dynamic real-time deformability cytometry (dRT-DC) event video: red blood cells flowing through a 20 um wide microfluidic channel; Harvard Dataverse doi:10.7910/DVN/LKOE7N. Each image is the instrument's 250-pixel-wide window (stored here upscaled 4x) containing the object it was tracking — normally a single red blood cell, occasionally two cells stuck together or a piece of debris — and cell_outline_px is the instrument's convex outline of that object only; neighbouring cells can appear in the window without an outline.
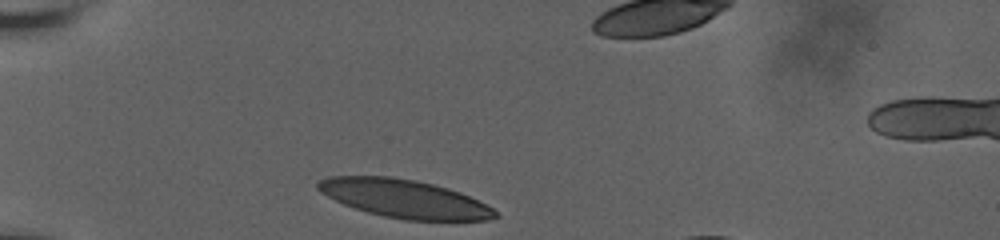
{"species": "human", "species_latin": "Homo sapiens", "temperature_condition": "room temperature", "stored_images_in_passage": 26, "camera_frame_rate_fps": 3000, "um_per_image_px": 0.085, "donor": {"sex": "male"}, "frame": {"image": 1, "passage_image": 1, "time_ms": 0.0, "image_size_px": [1000, 240], "cell_outline_px": [[500, 216], [488, 220], [404, 220], [384, 216], [368, 212], [344, 204], [320, 192], [316, 188], [316, 184], [320, 180], [328, 176], [392, 176], [416, 180], [448, 188], [460, 192], [492, 208]], "centroid_in_image_um": [34.34, 16.88], "position_along_channel_um": 50.7, "area_um2": 39.25}}
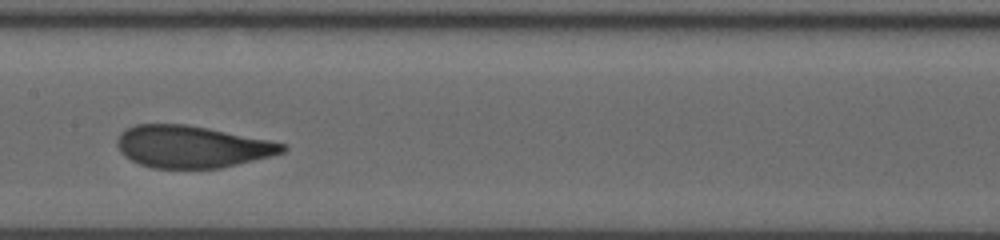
{"frame": {"image": 2, "passage_image": 12, "time_ms": 4.667, "image_size_px": [1000, 240], "cell_outline_px": [[288, 148], [284, 152], [224, 168], [152, 168], [140, 164], [124, 156], [120, 152], [116, 144], [116, 140], [120, 132], [124, 128], [136, 124], [188, 124], [288, 144]], "centroid_in_image_um": [16.28, 12.46], "position_along_channel_um": 191.1, "area_um2": 40.69}}
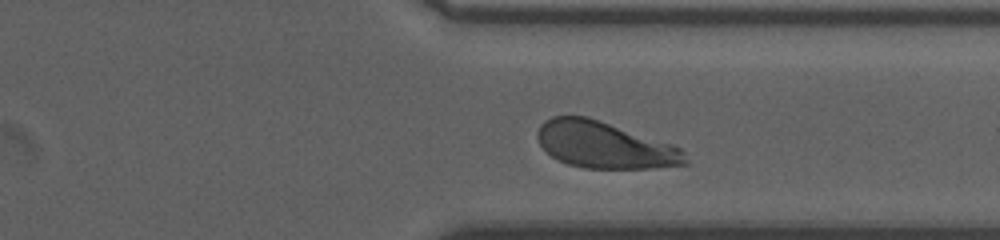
{"frame": {"image": 3, "passage_image": 23, "time_ms": 9.333, "image_size_px": [1000, 240], "cell_outline_px": [[688, 164], [648, 168], [584, 168], [568, 164], [556, 160], [540, 144], [536, 136], [536, 132], [540, 124], [544, 120], [552, 116], [588, 116], [672, 144], [680, 148], [684, 152], [688, 160]], "centroid_in_image_um": [51.36, 12.32], "position_along_channel_um": 360.0, "area_um2": 40.11}, "authors_computed_cell_mechanics": {"area_um2": 40.5756, "velocity_mm_per_s": 3.6352, "shape_relaxation_time_tau1_ms": 3.4554, "shape_relaxation_time_tau2_ms": null, "deformation_change_tau1": 0.184, "deformation_change_tau2": null}}